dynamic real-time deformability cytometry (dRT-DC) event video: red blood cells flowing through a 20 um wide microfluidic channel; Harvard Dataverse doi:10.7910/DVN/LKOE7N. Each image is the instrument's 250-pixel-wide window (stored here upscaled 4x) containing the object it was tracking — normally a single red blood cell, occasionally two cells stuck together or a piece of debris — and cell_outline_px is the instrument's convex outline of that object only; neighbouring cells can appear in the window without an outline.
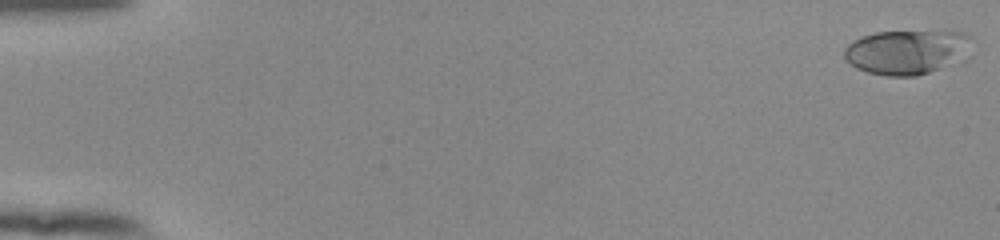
{"species": "human", "species_latin": "Homo sapiens", "temperature_condition": "room temperature", "stored_images_in_passage": 54, "camera_frame_rate_fps": 3000, "um_per_image_px": 0.085, "donor": {"sex": "female"}, "frame": {"image": 1, "passage_image": 1, "time_ms": 0.0, "image_size_px": [1000, 240], "cell_outline_px": [[972, 36], [936, 68], [928, 72], [916, 76], [888, 76], [868, 72], [856, 68], [844, 56], [844, 48], [852, 40], [876, 32], [960, 32]], "centroid_in_image_um": [76.75, 4.4], "position_along_channel_um": 8.2, "area_um2": 30.35}}
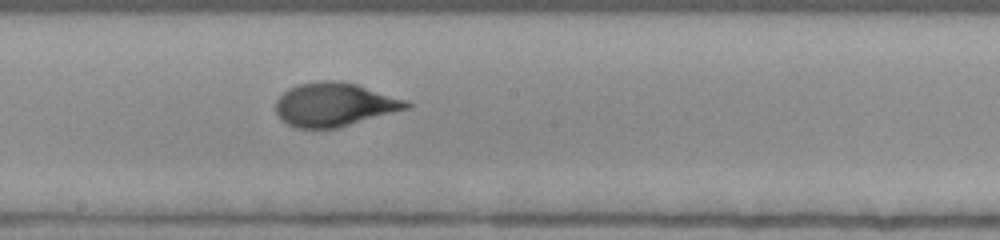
{"frame": {"image": 2, "passage_image": 31, "time_ms": 10.0, "image_size_px": [1000, 240], "cell_outline_px": [[412, 108], [336, 128], [296, 128], [280, 120], [276, 112], [276, 100], [288, 88], [300, 84], [320, 80], [344, 80], [408, 100], [412, 104]], "centroid_in_image_um": [28.46, 8.88], "position_along_channel_um": 219.7, "area_um2": 33.58}}
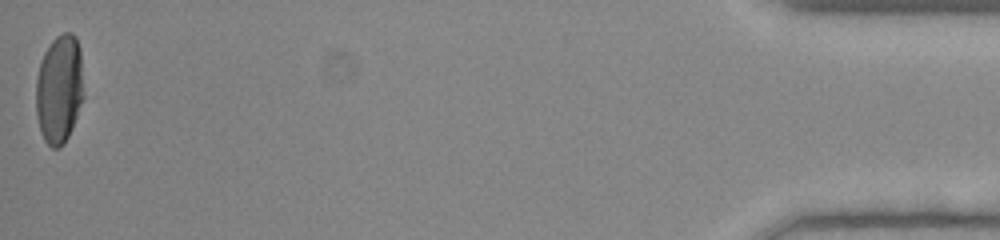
{"frame": {"image": 3, "passage_image": 54, "time_ms": 17.667, "image_size_px": [1000, 240], "cell_outline_px": [[84, 96], [72, 128], [64, 144], [60, 148], [52, 148], [44, 140], [40, 132], [36, 116], [36, 76], [40, 60], [44, 52], [52, 40], [56, 36], [64, 32], [72, 32], [76, 36], [80, 48]], "centroid_in_image_um": [5.03, 7.56], "position_along_channel_um": 430.2, "area_um2": 30.75}, "authors_computed_cell_mechanics": {"area_um2": 32.079, "velocity_mm_per_s": 3.8891, "shape_relaxation_time_tau1_ms": 4.2866, "shape_relaxation_time_tau2_ms": null, "deformation_change_tau1": 0.1989, "deformation_change_tau2": null}}